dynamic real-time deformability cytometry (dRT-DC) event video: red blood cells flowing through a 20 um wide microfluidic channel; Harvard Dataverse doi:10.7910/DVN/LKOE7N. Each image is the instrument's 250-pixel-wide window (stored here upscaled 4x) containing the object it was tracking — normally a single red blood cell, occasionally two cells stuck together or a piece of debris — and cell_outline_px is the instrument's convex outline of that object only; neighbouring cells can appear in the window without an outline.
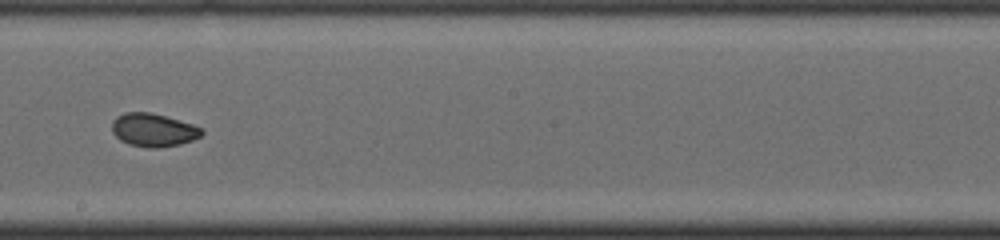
{"species": "common noctule bat (a hibernating species)", "species_latin": "Nyctalus noctula", "temperature_condition": "cold", "stored_images_in_passage": 40, "camera_frame_rate_fps": 3000, "um_per_image_px": 0.085, "animal": {"sex": "male", "body_mass_g": 19.0, "forearm_length_mm": 50.8}, "frame": {"image": 1, "passage_image": 18, "time_ms": 5.667, "image_size_px": [1000, 240], "cell_outline_px": [[204, 132], [200, 136], [192, 140], [180, 144], [156, 148], [148, 148], [128, 144], [120, 140], [112, 132], [112, 120], [116, 116], [124, 112], [148, 112], [164, 116], [192, 124], [204, 128]], "centroid_in_image_um": [13.02, 11.05], "position_along_channel_um": 235.2, "area_um2": 17.4}}
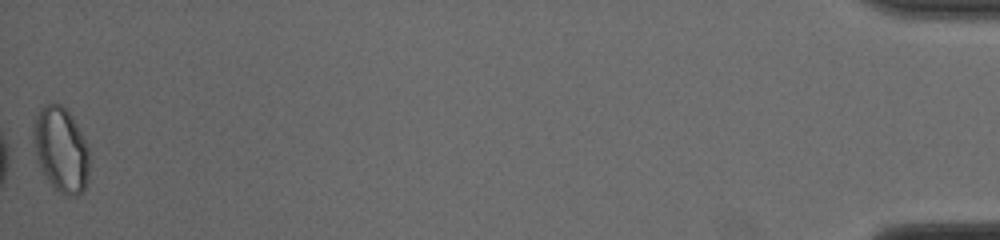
{"frame": {"image": 2, "passage_image": 40, "time_ms": 13.0, "image_size_px": [1000, 240], "cell_outline_px": [[88, 180], [84, 188], [76, 196], [64, 196], [48, 180], [40, 168], [36, 160], [32, 132], [32, 128], [36, 116], [40, 108], [44, 104], [60, 104], [72, 116], [88, 144]], "centroid_in_image_um": [5.17, 12.71], "position_along_channel_um": 430.0, "area_um2": 27.74}, "authors_computed_cell_mechanics": {"area_um2": 17.5712, "velocity_mm_per_s": 4.025, "shape_relaxation_time_tau1_ms": 9.4499, "shape_relaxation_time_tau2_ms": 1.79, "deformation_change_tau1": 0.1807, "deformation_change_tau2": 0.0477}}